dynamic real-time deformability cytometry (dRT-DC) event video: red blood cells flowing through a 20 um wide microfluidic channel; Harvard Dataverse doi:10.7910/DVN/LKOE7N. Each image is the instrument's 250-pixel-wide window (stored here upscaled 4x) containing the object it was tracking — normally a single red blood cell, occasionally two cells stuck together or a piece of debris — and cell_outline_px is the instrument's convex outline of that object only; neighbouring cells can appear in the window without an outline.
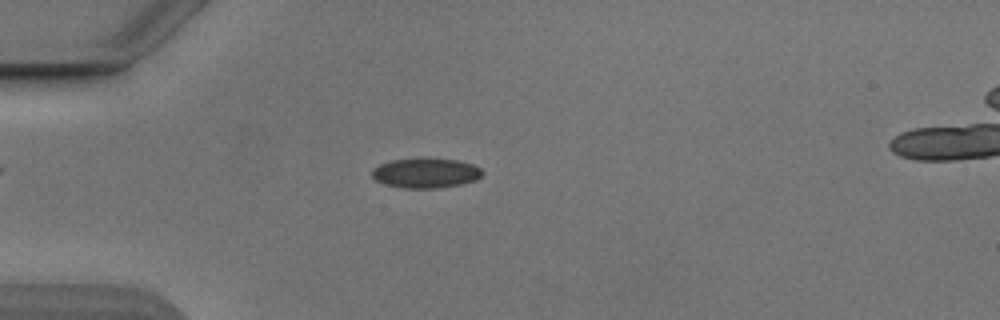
{"species": "Egyptian fruit bat (a non-hibernating species)", "species_latin": "Rousettus aegyptiacus", "temperature_condition": "cold", "stored_images_in_passage": 53, "camera_frame_rate_fps": 3000, "um_per_image_px": 0.085, "animal": {"sex": "male"}, "frame": {"image": 1, "passage_image": 15, "time_ms": 4.667, "image_size_px": [1000, 320], "cell_outline_px": [[484, 172], [476, 180], [460, 184], [440, 188], [404, 188], [384, 184], [376, 180], [372, 176], [372, 168], [380, 164], [392, 160], [456, 160], [472, 164], [480, 168]], "centroid_in_image_um": [36.18, 14.74], "position_along_channel_um": 48.8, "area_um2": 18.67}}
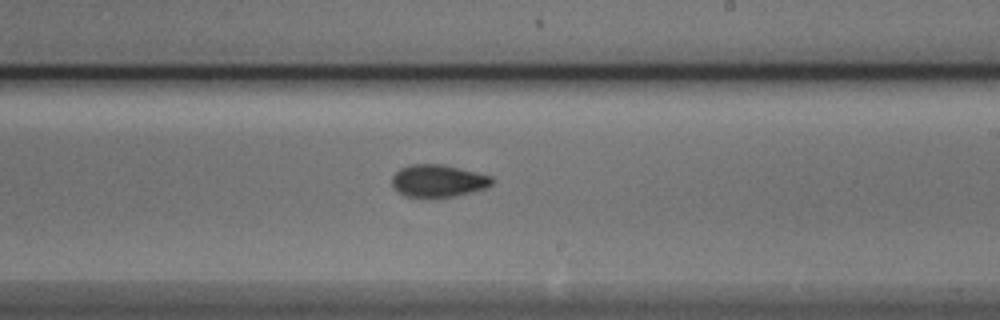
{"frame": {"image": 2, "passage_image": 32, "time_ms": 10.333, "image_size_px": [1000, 320], "cell_outline_px": [[496, 180], [488, 188], [456, 196], [436, 200], [428, 200], [404, 196], [392, 184], [392, 176], [400, 168], [412, 164], [440, 164], [476, 172], [492, 176]], "centroid_in_image_um": [37.26, 15.42], "position_along_channel_um": 251.7, "area_um2": 19.54}}
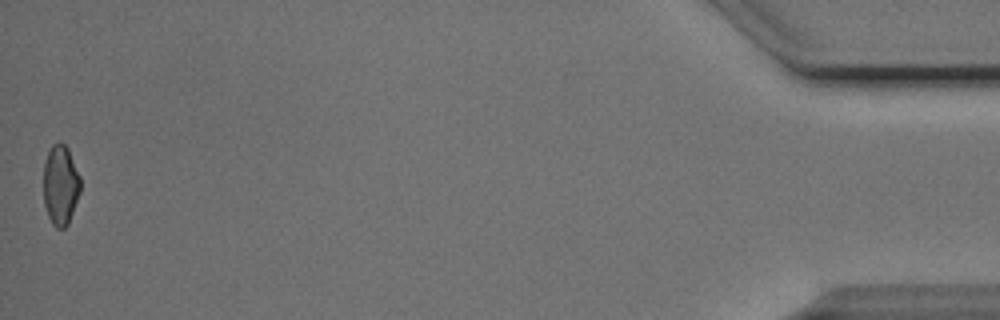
{"frame": {"image": 3, "passage_image": 53, "time_ms": 17.333, "image_size_px": [1000, 320], "cell_outline_px": [[80, 192], [68, 224], [64, 228], [56, 228], [52, 224], [48, 216], [44, 204], [44, 164], [48, 152], [52, 144], [64, 144], [68, 148], [80, 176]], "centroid_in_image_um": [5.14, 15.75], "position_along_channel_um": 430.1, "area_um2": 17.11}, "authors_computed_cell_mechanics": {"area_um2": 18.6694, "velocity_mm_per_s": 3.8822, "shape_relaxation_time_tau1_ms": 3.4629, "shape_relaxation_time_tau2_ms": 1.9157, "deformation_change_tau1": 0.089, "deformation_change_tau2": 0.0616}}